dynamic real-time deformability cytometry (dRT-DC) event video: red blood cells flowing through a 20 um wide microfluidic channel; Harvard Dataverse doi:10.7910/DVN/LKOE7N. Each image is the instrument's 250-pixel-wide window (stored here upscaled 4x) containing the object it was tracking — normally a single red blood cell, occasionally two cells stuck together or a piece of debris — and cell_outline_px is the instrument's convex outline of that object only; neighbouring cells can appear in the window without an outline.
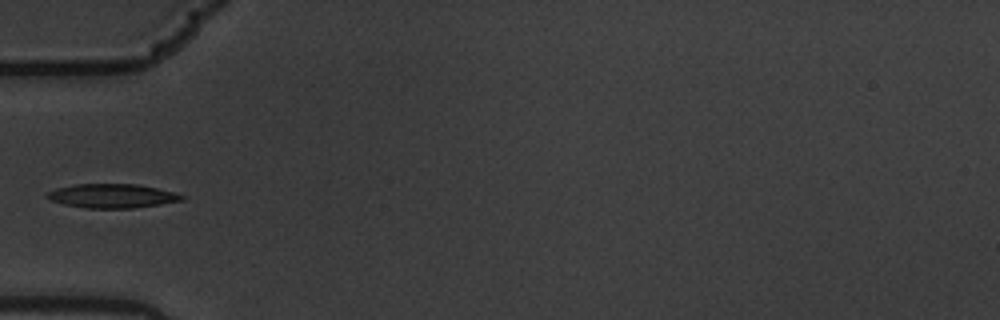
{"species": "common noctule bat (a hibernating species)", "species_latin": "Nyctalus noctula", "temperature_condition": "warm", "stored_images_in_passage": 16, "camera_frame_rate_fps": 3000, "um_per_image_px": 0.085, "animal": {"sex": "male", "body_mass_g": 19.5, "forearm_length_mm": 54.6}, "frame": {"image": 1, "passage_image": 6, "time_ms": 1.667, "image_size_px": [1000, 320], "cell_outline_px": [[188, 196], [184, 200], [160, 204], [132, 208], [88, 208], [64, 204], [52, 200], [44, 196], [48, 192], [56, 188], [72, 184], [136, 184], [176, 192]], "centroid_in_image_um": [9.57, 16.64], "position_along_channel_um": 75.4, "area_um2": 18.9}}
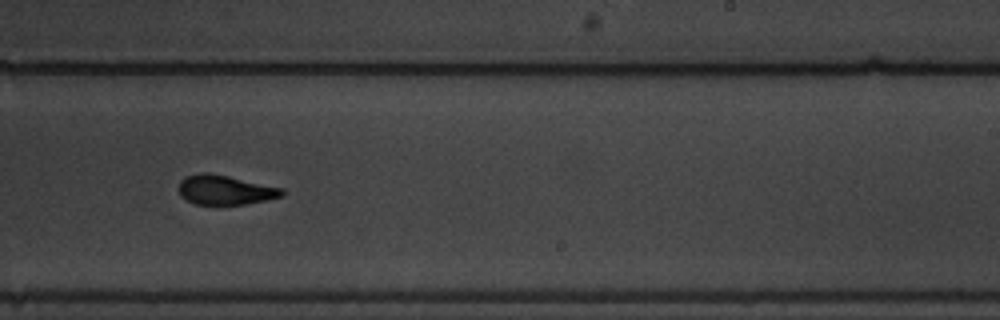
{"frame": {"image": 2, "passage_image": 11, "time_ms": 3.333, "image_size_px": [1000, 320], "cell_outline_px": [[284, 196], [244, 204], [196, 204], [180, 196], [180, 180], [188, 176], [200, 172], [208, 172], [228, 176], [284, 188]], "centroid_in_image_um": [19.16, 16.13], "position_along_channel_um": 269.8, "area_um2": 17.57}}
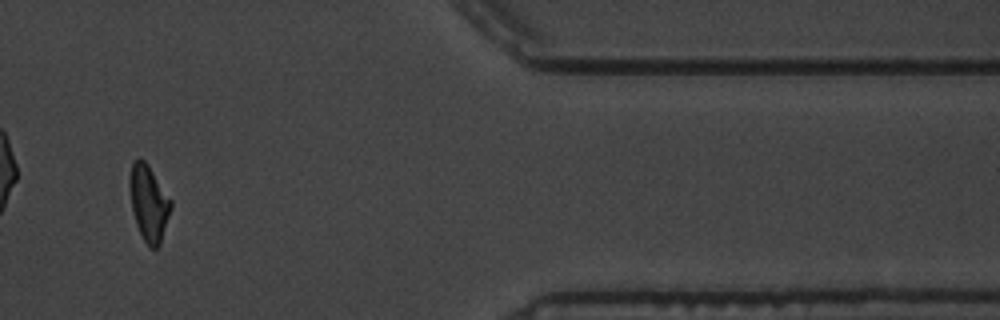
{"frame": {"image": 3, "passage_image": 15, "time_ms": 4.667, "image_size_px": [1000, 320], "cell_outline_px": [[172, 208], [160, 244], [156, 248], [148, 248], [136, 224], [132, 208], [128, 184], [128, 180], [132, 164], [140, 156], [148, 164], [172, 200]], "centroid_in_image_um": [12.65, 17.24], "position_along_channel_um": 398.8, "area_um2": 18.38}}